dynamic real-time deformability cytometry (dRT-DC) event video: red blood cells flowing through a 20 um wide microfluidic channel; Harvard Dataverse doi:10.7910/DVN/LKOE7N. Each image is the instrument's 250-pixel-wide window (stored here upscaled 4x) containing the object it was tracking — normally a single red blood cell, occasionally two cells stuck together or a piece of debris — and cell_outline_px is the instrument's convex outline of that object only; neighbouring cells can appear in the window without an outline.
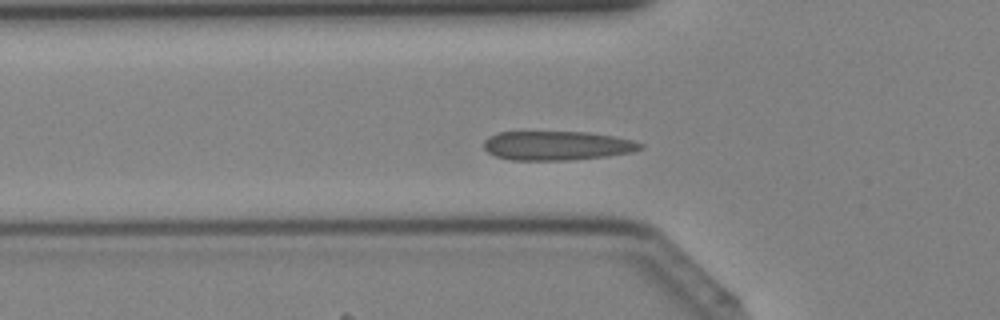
{"species": "Egyptian fruit bat (a non-hibernating species)", "species_latin": "Rousettus aegyptiacus", "temperature_condition": "cold", "stored_images_in_passage": 40, "camera_frame_rate_fps": 3000, "um_per_image_px": 0.085, "animal": {"sex": "female"}, "frame": {"image": 1, "passage_image": 12, "time_ms": 3.667, "image_size_px": [1000, 320], "cell_outline_px": [[644, 148], [632, 152], [608, 156], [568, 160], [512, 160], [496, 156], [488, 152], [484, 148], [484, 140], [488, 136], [496, 132], [588, 132], [612, 136], [632, 140], [644, 144]], "centroid_in_image_um": [47.34, 12.38], "position_along_channel_um": 78.5, "area_um2": 26.65}}
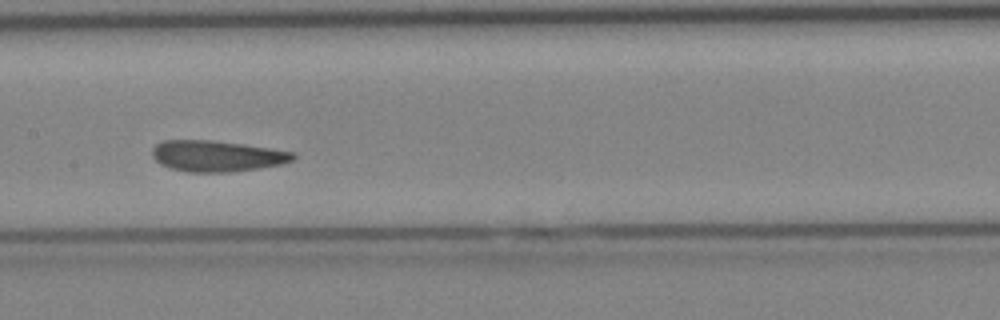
{"frame": {"image": 2, "passage_image": 19, "time_ms": 6.0, "image_size_px": [1000, 320], "cell_outline_px": [[296, 156], [292, 160], [284, 164], [228, 172], [188, 172], [172, 168], [160, 164], [152, 156], [152, 148], [156, 144], [164, 140], [212, 140], [244, 144], [296, 152]], "centroid_in_image_um": [18.44, 13.25], "position_along_channel_um": 189.0, "area_um2": 25.49}}
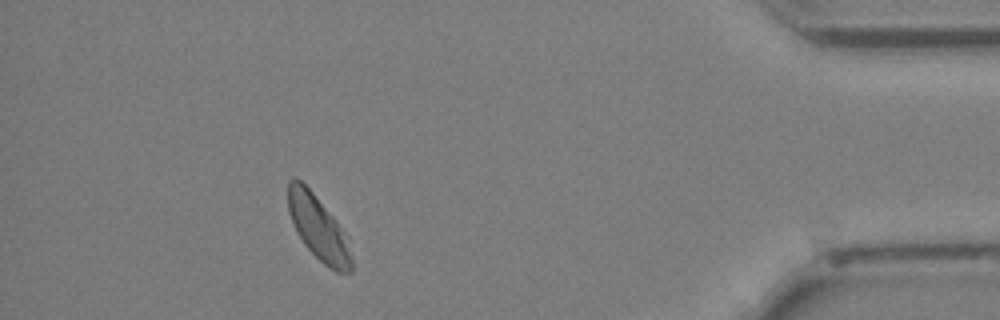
{"frame": {"image": 3, "passage_image": 36, "time_ms": 11.667, "image_size_px": [1000, 320], "cell_outline_px": [[352, 272], [336, 272], [328, 268], [304, 244], [296, 232], [288, 212], [288, 180], [292, 176], [300, 180], [312, 192], [336, 220], [348, 236], [352, 260]], "centroid_in_image_um": [27.06, 19.38], "position_along_channel_um": 408.1, "area_um2": 23.81}}